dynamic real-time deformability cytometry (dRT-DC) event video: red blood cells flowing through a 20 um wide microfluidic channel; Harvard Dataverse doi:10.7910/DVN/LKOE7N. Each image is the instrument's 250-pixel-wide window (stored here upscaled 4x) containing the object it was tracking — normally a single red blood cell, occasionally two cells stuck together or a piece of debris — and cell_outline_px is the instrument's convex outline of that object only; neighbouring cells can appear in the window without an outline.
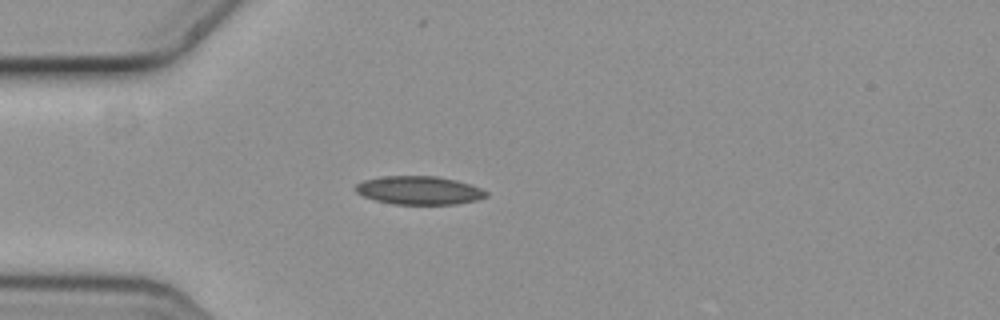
{"species": "common noctule bat (a hibernating species)", "species_latin": "Nyctalus noctula", "temperature_condition": "cold", "stored_images_in_passage": 2, "camera_frame_rate_fps": 3000, "um_per_image_px": 0.085, "animal": {"sex": "female", "body_mass_g": 19.3, "forearm_length_mm": 54.1}, "frame": {"image": 1, "passage_image": 2, "time_ms": 0.333, "image_size_px": [1000, 320], "cell_outline_px": [[488, 196], [476, 200], [456, 204], [392, 204], [376, 200], [364, 196], [356, 192], [352, 188], [356, 184], [364, 180], [384, 176], [436, 176], [456, 180], [480, 188], [488, 192]], "centroid_in_image_um": [35.6, 16.18], "position_along_channel_um": 49.4, "area_um2": 21.56}}